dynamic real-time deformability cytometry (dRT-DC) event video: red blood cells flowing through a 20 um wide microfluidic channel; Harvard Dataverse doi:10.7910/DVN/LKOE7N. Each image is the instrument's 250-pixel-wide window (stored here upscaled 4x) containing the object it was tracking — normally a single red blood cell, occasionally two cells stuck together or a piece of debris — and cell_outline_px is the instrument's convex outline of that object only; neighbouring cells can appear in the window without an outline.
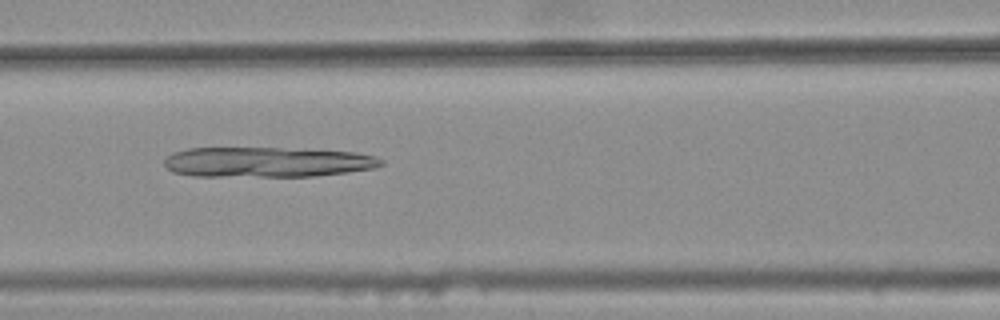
{"species": "common noctule bat (a hibernating species)", "species_latin": "Nyctalus noctula", "temperature_condition": "warm", "stored_images_in_passage": 29, "segment_of_instrument_passage": [1, 2], "camera_frame_rate_fps": 3000, "um_per_image_px": 0.085, "animal": {"sex": "female", "body_mass_g": 25.1}, "frame": {"image": 1, "passage_image": 22, "time_ms": 7.0, "image_size_px": [1000, 320], "cell_outline_px": [[384, 164], [376, 168], [348, 172], [312, 176], [196, 176], [172, 172], [164, 164], [164, 160], [172, 152], [188, 148], [280, 148], [356, 152], [376, 156], [384, 160]], "centroid_in_image_um": [22.73, 13.77], "position_along_channel_um": 143.9, "area_um2": 38.15}}
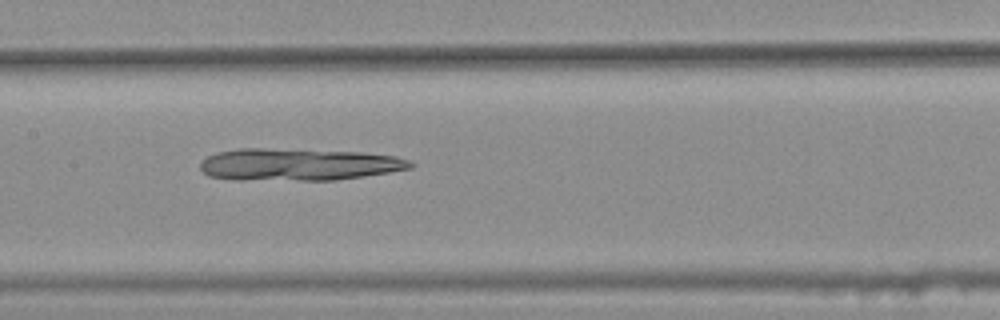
{"frame": {"image": 2, "passage_image": 25, "time_ms": 8.0, "image_size_px": [1000, 320], "cell_outline_px": [[416, 164], [412, 168], [388, 172], [332, 180], [236, 180], [208, 176], [200, 168], [200, 164], [208, 156], [216, 152], [240, 148], [260, 148], [360, 152], [396, 156], [408, 160]], "centroid_in_image_um": [25.34, 13.98], "position_along_channel_um": 182.1, "area_um2": 39.25}}
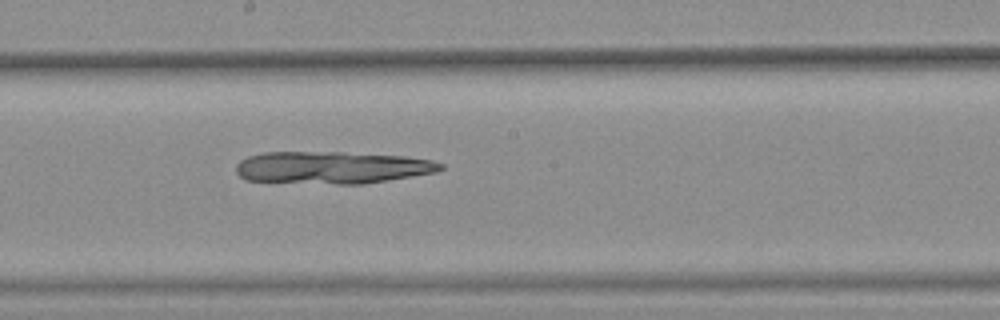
{"frame": {"image": 3, "passage_image": 28, "time_ms": 9.0, "image_size_px": [1000, 320], "cell_outline_px": [[444, 168], [436, 172], [364, 184], [336, 184], [244, 180], [236, 172], [236, 164], [240, 160], [248, 156], [264, 152], [344, 152], [404, 156], [432, 160], [444, 164]], "centroid_in_image_um": [28.22, 14.23], "position_along_channel_um": 220.0, "area_um2": 38.55}}